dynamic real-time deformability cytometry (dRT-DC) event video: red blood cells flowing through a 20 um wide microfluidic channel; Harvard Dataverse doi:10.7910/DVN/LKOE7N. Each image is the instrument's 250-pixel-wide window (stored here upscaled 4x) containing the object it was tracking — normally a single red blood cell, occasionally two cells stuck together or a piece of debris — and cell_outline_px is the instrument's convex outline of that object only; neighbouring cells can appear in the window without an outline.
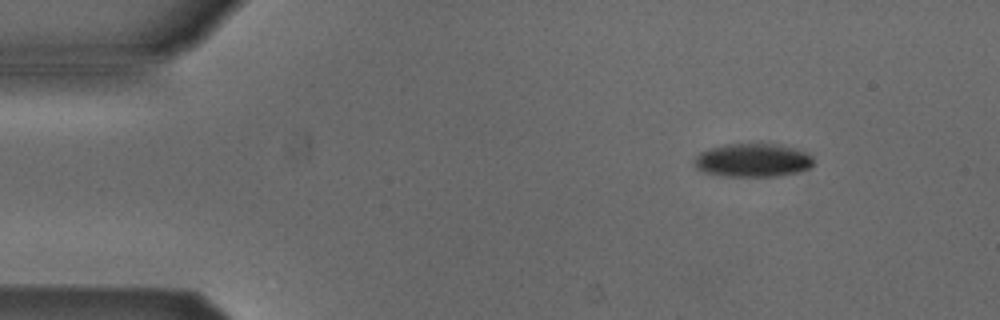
{"species": "Egyptian fruit bat (a non-hibernating species)", "species_latin": "Rousettus aegyptiacus", "temperature_condition": "cold", "stored_images_in_passage": 3, "camera_frame_rate_fps": 3000, "um_per_image_px": 0.085, "animal": {"sex": "male"}, "frame": {"image": 1, "passage_image": 1, "time_ms": 0.0, "image_size_px": [1000, 320], "cell_outline_px": [[812, 164], [808, 168], [800, 172], [776, 176], [724, 176], [704, 172], [696, 168], [696, 156], [700, 152], [712, 148], [728, 144], [776, 144], [808, 152], [812, 156]], "centroid_in_image_um": [64.01, 13.63], "position_along_channel_um": 21.0, "area_um2": 22.95}}